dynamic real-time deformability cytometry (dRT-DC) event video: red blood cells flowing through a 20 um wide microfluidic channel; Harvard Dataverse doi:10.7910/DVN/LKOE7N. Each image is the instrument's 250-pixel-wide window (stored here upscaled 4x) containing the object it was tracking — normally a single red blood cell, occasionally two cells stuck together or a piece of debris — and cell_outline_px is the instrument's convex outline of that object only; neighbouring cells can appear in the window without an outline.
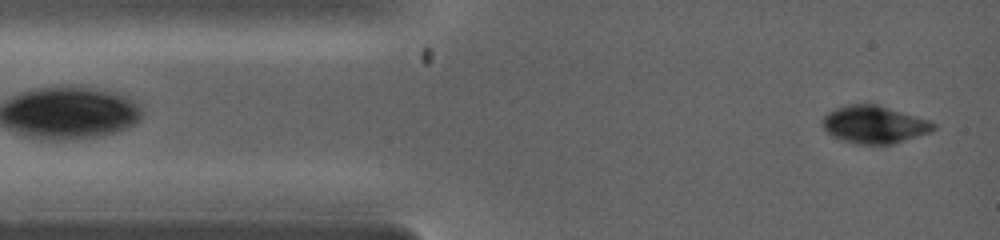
{"species": "common noctule bat (a hibernating species)", "species_latin": "Nyctalus noctula", "temperature_condition": "warm", "stored_images_in_passage": 39, "camera_frame_rate_fps": 5000, "um_per_image_px": 0.085, "animal": {"sex": "female", "body_mass_g": 19.0, "forearm_length_mm": 53.3}, "frame": {"image": 1, "passage_image": 1, "time_ms": 0.0, "image_size_px": [1000, 240], "cell_outline_px": [[936, 128], [932, 132], [892, 144], [856, 144], [840, 140], [832, 136], [820, 124], [824, 116], [828, 112], [836, 108], [848, 104], [876, 104], [932, 120], [936, 124]], "centroid_in_image_um": [74.33, 10.59], "position_along_channel_um": 10.7, "area_um2": 24.57}}
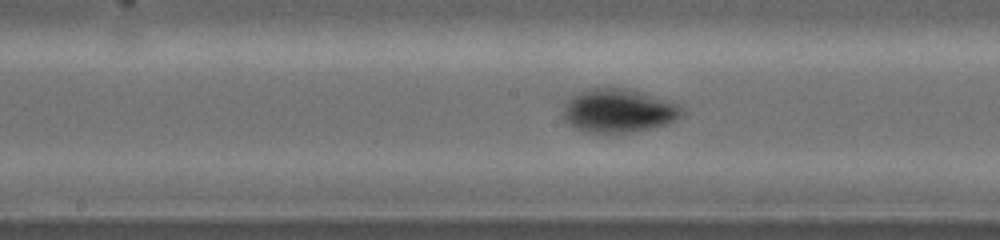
{"frame": {"image": 2, "passage_image": 21, "time_ms": 4.2, "image_size_px": [1000, 240], "cell_outline_px": [[684, 116], [668, 124], [632, 132], [584, 132], [568, 124], [564, 120], [564, 104], [572, 96], [584, 88], [624, 88], [676, 104], [684, 112]], "centroid_in_image_um": [52.53, 9.42], "position_along_channel_um": 195.7, "area_um2": 29.77}}
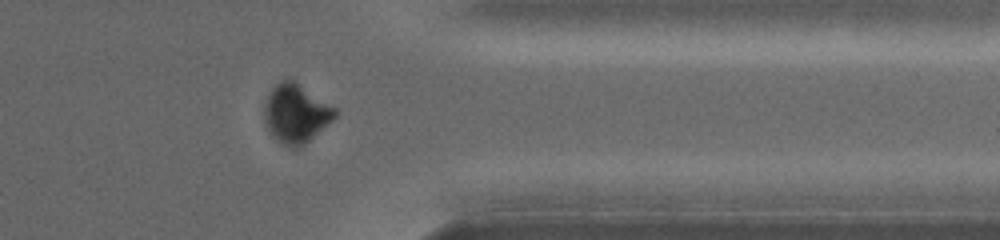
{"frame": {"image": 3, "passage_image": 36, "time_ms": 7.6, "image_size_px": [1000, 240], "cell_outline_px": [[336, 116], [332, 120], [300, 148], [288, 148], [276, 140], [272, 136], [268, 128], [264, 116], [264, 108], [268, 96], [272, 88], [280, 80], [292, 80], [336, 108]], "centroid_in_image_um": [25.14, 9.68], "position_along_channel_um": 386.3, "area_um2": 23.76}}